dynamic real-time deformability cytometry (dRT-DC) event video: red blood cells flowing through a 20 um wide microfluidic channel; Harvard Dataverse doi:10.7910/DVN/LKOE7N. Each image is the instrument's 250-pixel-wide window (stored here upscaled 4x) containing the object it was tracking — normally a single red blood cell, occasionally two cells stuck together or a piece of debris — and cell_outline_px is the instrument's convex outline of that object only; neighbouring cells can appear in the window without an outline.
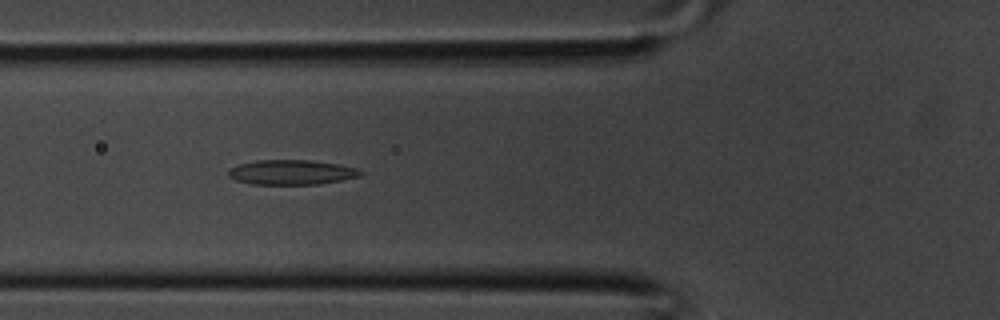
{"species": "common noctule bat (a hibernating species)", "species_latin": "Nyctalus noctula", "temperature_condition": "room temperature", "stored_images_in_passage": 37, "camera_frame_rate_fps": 3000, "um_per_image_px": 0.085, "animal": {"sex": "male", "body_mass_g": 20.1, "forearm_length_mm": 53.5}, "frame": {"image": 1, "passage_image": 12, "time_ms": 3.667, "image_size_px": [1000, 320], "cell_outline_px": [[364, 172], [360, 176], [320, 184], [252, 184], [236, 180], [228, 176], [228, 172], [232, 168], [240, 164], [256, 160], [312, 160], [340, 164], [356, 168]], "centroid_in_image_um": [24.81, 14.64], "position_along_channel_um": 101.0, "area_um2": 19.02}}
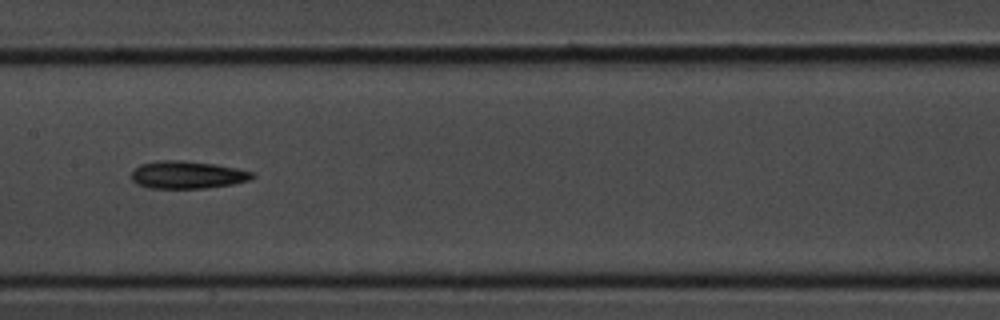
{"frame": {"image": 2, "passage_image": 17, "time_ms": 5.333, "image_size_px": [1000, 320], "cell_outline_px": [[256, 176], [252, 180], [232, 184], [204, 188], [148, 188], [136, 184], [132, 180], [132, 172], [140, 164], [160, 160], [180, 160], [216, 164], [236, 168], [252, 172]], "centroid_in_image_um": [15.93, 14.86], "position_along_channel_um": 191.5, "area_um2": 19.48}}
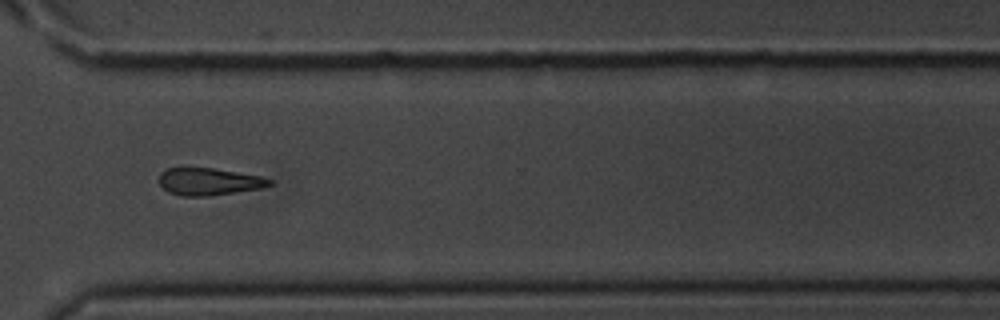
{"frame": {"image": 3, "passage_image": 26, "time_ms": 8.333, "image_size_px": [1000, 320], "cell_outline_px": [[272, 184], [260, 188], [208, 196], [180, 196], [168, 192], [160, 184], [160, 172], [168, 168], [212, 168], [260, 176], [272, 180]], "centroid_in_image_um": [17.73, 15.44], "position_along_channel_um": 352.9, "area_um2": 17.28}}